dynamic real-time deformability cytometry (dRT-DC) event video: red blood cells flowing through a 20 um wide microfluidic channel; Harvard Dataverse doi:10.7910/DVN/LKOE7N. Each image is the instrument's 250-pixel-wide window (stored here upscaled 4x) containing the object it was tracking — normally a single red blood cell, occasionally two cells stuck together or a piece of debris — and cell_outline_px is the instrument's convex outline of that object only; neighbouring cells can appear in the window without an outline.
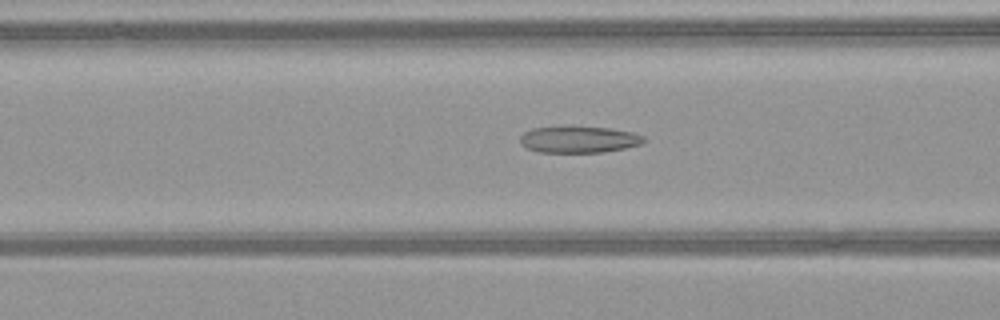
{"species": "common noctule bat (a hibernating species)", "species_latin": "Nyctalus noctula", "temperature_condition": "warm", "stored_images_in_passage": 48, "camera_frame_rate_fps": 3000, "um_per_image_px": 0.085, "animal": {"sex": "female", "body_mass_g": 21.9}, "frame": {"image": 1, "passage_image": 21, "time_ms": 6.667, "image_size_px": [1000, 320], "cell_outline_px": [[644, 140], [640, 144], [624, 148], [604, 152], [540, 152], [528, 148], [520, 144], [520, 136], [524, 132], [532, 128], [572, 124], [612, 128], [632, 132], [644, 136]], "centroid_in_image_um": [49.17, 11.81], "position_along_channel_um": 117.4, "area_um2": 19.77}}
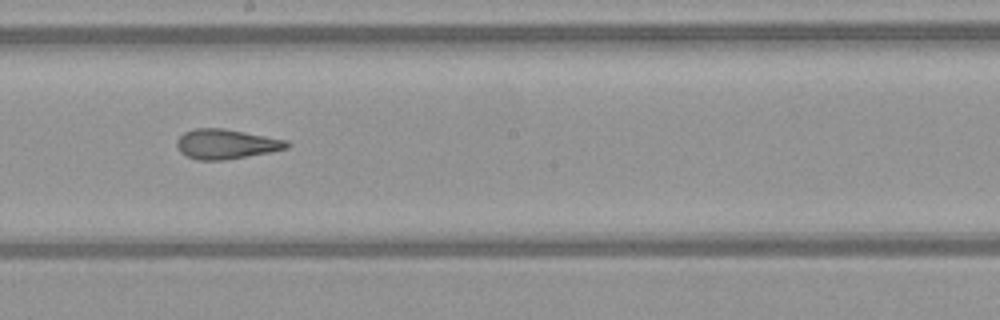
{"frame": {"image": 2, "passage_image": 29, "time_ms": 9.333, "image_size_px": [1000, 320], "cell_outline_px": [[292, 144], [288, 148], [272, 152], [224, 160], [200, 160], [188, 156], [180, 152], [176, 144], [176, 140], [184, 132], [196, 128], [224, 128], [288, 140]], "centroid_in_image_um": [19.26, 12.24], "position_along_channel_um": 228.9, "area_um2": 19.19}}
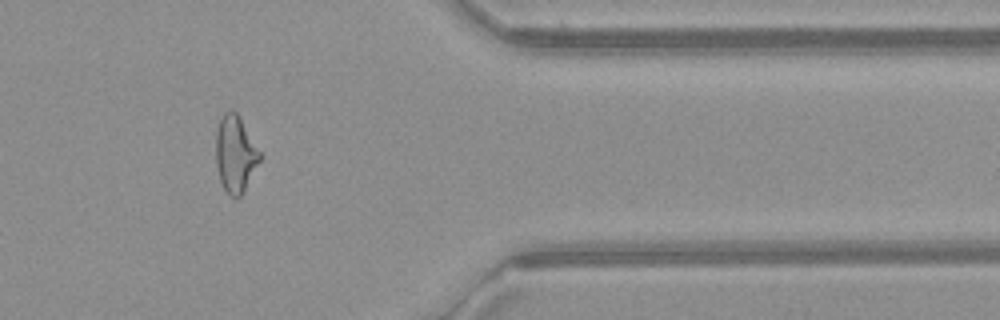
{"frame": {"image": 3, "passage_image": 42, "time_ms": 13.667, "image_size_px": [1000, 320], "cell_outline_px": [[264, 156], [244, 192], [240, 196], [232, 196], [224, 188], [220, 180], [216, 164], [216, 132], [220, 120], [224, 112], [236, 112], [240, 116]], "centroid_in_image_um": [20.05, 13.09], "position_along_channel_um": 391.3, "area_um2": 19.88}}